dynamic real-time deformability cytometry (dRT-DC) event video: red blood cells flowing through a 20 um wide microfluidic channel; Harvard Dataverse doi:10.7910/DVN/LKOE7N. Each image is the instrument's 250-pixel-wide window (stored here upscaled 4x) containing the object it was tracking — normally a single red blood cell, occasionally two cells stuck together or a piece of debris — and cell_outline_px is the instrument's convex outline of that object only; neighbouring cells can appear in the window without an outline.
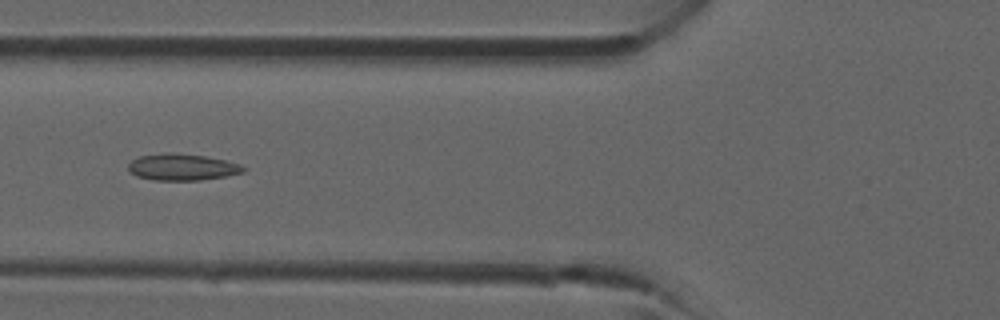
{"species": "common noctule bat (a hibernating species)", "species_latin": "Nyctalus noctula", "temperature_condition": "room temperature", "stored_images_in_passage": 22, "camera_frame_rate_fps": 3000, "um_per_image_px": 0.085, "animal": {"sex": "male", "forearm_length_mm": 52.5}, "frame": {"image": 1, "passage_image": 16, "time_ms": 5.0, "image_size_px": [1000, 320], "cell_outline_px": [[244, 172], [224, 176], [200, 180], [152, 180], [136, 176], [128, 168], [128, 164], [132, 160], [140, 156], [164, 152], [172, 152], [204, 156], [224, 160], [240, 164], [244, 168]], "centroid_in_image_um": [15.45, 14.2], "position_along_channel_um": 110.4, "area_um2": 17.69}}